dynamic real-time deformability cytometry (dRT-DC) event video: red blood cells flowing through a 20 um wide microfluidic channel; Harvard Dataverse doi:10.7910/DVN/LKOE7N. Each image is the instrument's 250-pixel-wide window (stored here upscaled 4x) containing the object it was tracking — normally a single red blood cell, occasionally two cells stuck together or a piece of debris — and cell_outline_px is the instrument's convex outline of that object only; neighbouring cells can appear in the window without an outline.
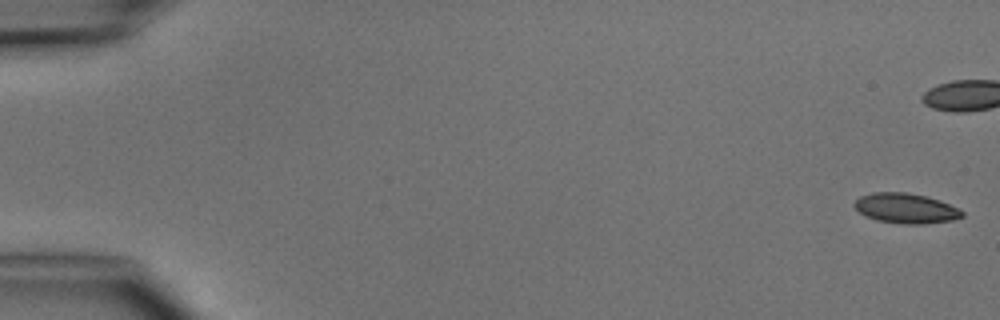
{"species": "common noctule bat (a hibernating species)", "species_latin": "Nyctalus noctula", "temperature_condition": "cold", "stored_images_in_passage": 6, "camera_frame_rate_fps": 3000, "um_per_image_px": 0.085, "animal": {"sex": "male", "body_mass_g": 15.6}, "frame": {"image": 1, "passage_image": 1, "time_ms": 0.0, "image_size_px": [1000, 320], "cell_outline_px": [[964, 216], [952, 220], [924, 224], [900, 224], [876, 220], [864, 216], [852, 204], [860, 196], [872, 192], [908, 192], [928, 196], [940, 200], [960, 208], [964, 212]], "centroid_in_image_um": [77.01, 17.7], "position_along_channel_um": 8.0, "area_um2": 19.19}}
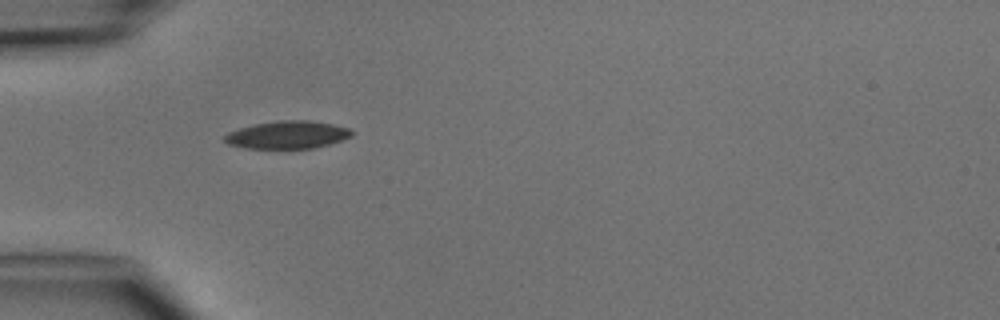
{"frame": {"image": 2, "passage_image": 5, "time_ms": 5.667, "image_size_px": [1000, 320], "cell_outline_px": [[352, 136], [328, 144], [312, 148], [248, 148], [228, 144], [224, 140], [224, 136], [228, 132], [240, 128], [256, 124], [280, 120], [308, 120], [332, 124], [348, 128], [352, 132]], "centroid_in_image_um": [24.42, 11.45], "position_along_channel_um": 60.6, "area_um2": 20.17}}